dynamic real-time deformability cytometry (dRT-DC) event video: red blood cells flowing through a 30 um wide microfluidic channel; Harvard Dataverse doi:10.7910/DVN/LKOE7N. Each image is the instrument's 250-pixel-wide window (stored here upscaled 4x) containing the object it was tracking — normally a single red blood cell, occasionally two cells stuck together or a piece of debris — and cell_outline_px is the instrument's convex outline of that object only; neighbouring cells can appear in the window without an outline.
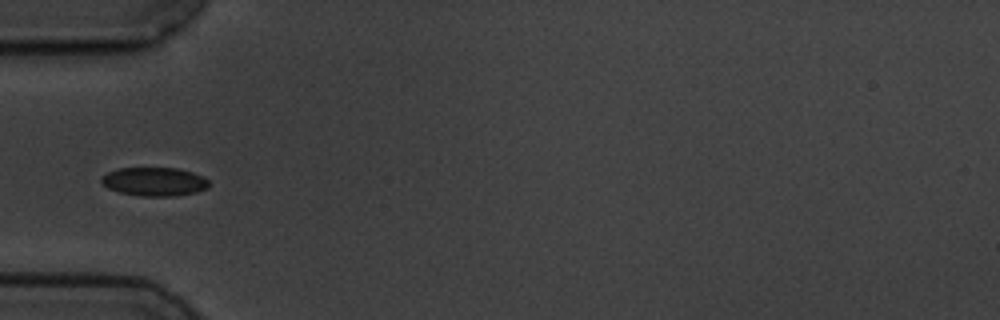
{"species": "common noctule bat (a hibernating species)", "species_latin": "Nyctalus noctula", "temperature_condition": "cold", "stored_images_in_passage": 5, "camera_frame_rate_fps": 3000, "um_per_image_px": 0.085, "animal": {"sex": "male", "body_mass_g": 19.5, "forearm_length_mm": 54.6}, "frame": {"image": 1, "passage_image": 5, "time_ms": 5.333, "image_size_px": [1000, 320], "cell_outline_px": [[208, 188], [196, 192], [172, 196], [140, 196], [120, 192], [108, 188], [100, 180], [100, 176], [116, 168], [180, 168], [204, 176], [208, 180]], "centroid_in_image_um": [13.11, 15.43], "position_along_channel_um": 71.9, "area_um2": 18.03}}